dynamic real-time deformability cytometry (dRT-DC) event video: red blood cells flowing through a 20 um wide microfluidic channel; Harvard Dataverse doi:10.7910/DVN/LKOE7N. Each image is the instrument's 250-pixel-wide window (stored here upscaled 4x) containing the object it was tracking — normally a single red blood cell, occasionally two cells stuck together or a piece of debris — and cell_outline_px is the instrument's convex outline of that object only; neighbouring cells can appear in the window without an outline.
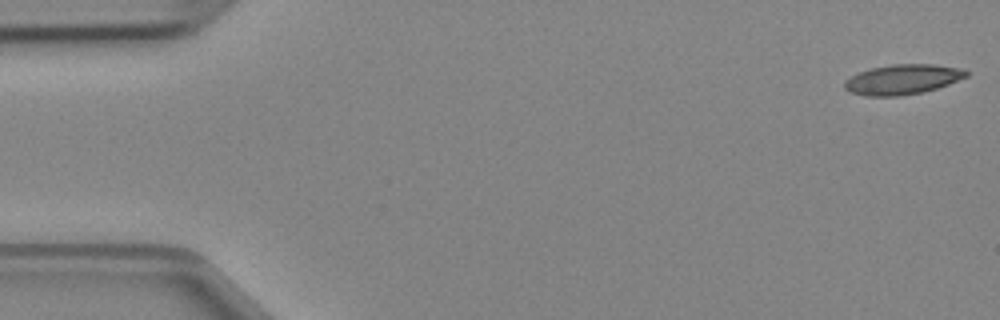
{"species": "Egyptian fruit bat (a non-hibernating species)", "species_latin": "Rousettus aegyptiacus", "temperature_condition": "cold", "stored_images_in_passage": 45, "camera_frame_rate_fps": 3000, "um_per_image_px": 0.085, "animal": {"sex": "female"}, "frame": {"image": 1, "passage_image": 1, "time_ms": 0.0, "image_size_px": [1000, 320], "cell_outline_px": [[968, 76], [948, 84], [924, 92], [900, 96], [864, 96], [848, 92], [844, 88], [844, 80], [860, 72], [872, 68], [892, 64], [932, 64], [964, 68], [968, 72]], "centroid_in_image_um": [76.71, 6.75], "position_along_channel_um": 8.3, "area_um2": 21.39}}
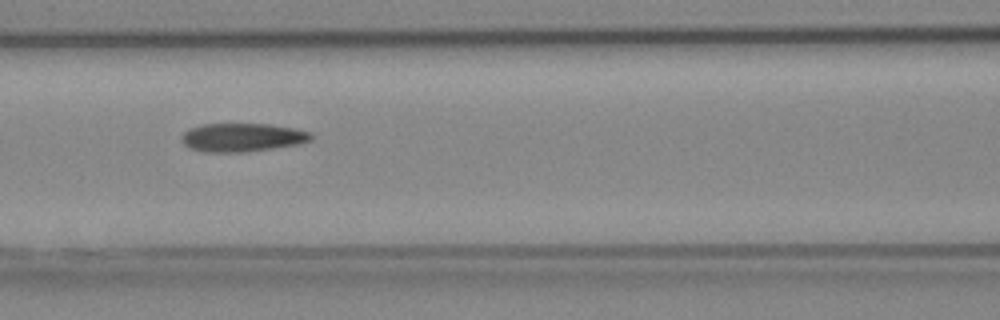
{"frame": {"image": 2, "passage_image": 20, "time_ms": 6.333, "image_size_px": [1000, 320], "cell_outline_px": [[312, 140], [300, 144], [248, 152], [204, 152], [188, 148], [180, 140], [180, 136], [188, 128], [204, 124], [268, 124], [296, 128], [312, 132]], "centroid_in_image_um": [20.59, 11.68], "position_along_channel_um": 146.0, "area_um2": 21.85}}
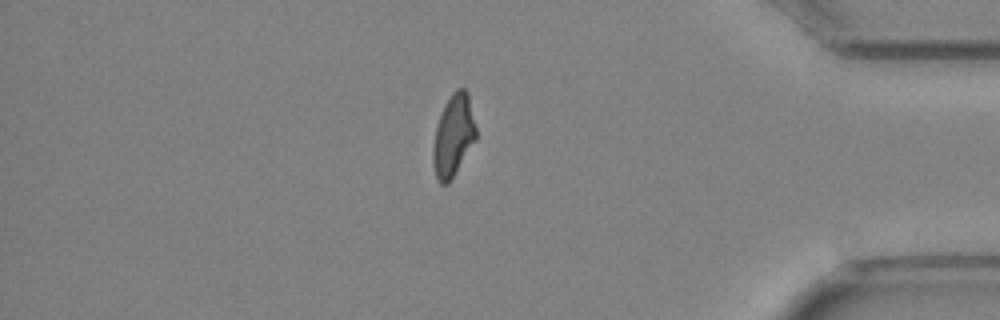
{"frame": {"image": 3, "passage_image": 40, "time_ms": 13.0, "image_size_px": [1000, 320], "cell_outline_px": [[476, 140], [448, 184], [440, 184], [436, 180], [432, 164], [432, 148], [436, 128], [444, 104], [452, 92], [456, 88], [464, 88], [468, 92], [476, 128]], "centroid_in_image_um": [38.52, 11.54], "position_along_channel_um": 396.7, "area_um2": 20.63}}